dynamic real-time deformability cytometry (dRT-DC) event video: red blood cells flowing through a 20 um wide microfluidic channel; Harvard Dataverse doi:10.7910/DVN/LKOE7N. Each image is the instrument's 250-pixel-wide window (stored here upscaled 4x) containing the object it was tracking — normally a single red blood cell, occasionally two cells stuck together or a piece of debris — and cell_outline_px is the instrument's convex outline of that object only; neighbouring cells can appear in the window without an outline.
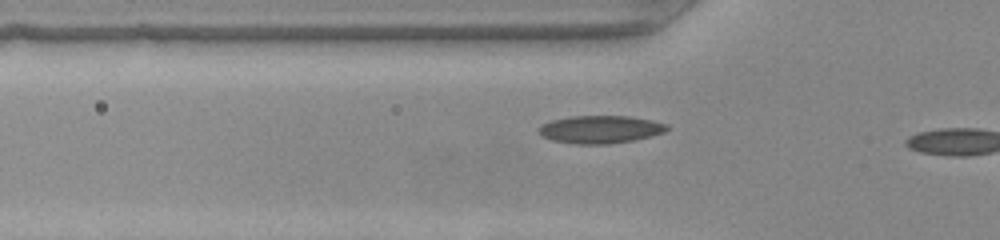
{"species": "common noctule bat (a hibernating species)", "species_latin": "Nyctalus noctula", "temperature_condition": "warm", "stored_images_in_passage": 9, "camera_frame_rate_fps": 3000, "um_per_image_px": 0.085, "animal": {"sex": "female", "body_mass_g": 22.0, "forearm_length_mm": 56.7}, "frame": {"image": 1, "passage_image": 4, "time_ms": 1.0, "image_size_px": [1000, 240], "cell_outline_px": [[668, 128], [664, 132], [652, 136], [632, 140], [608, 144], [576, 144], [552, 140], [540, 136], [540, 128], [544, 124], [552, 120], [572, 116], [628, 116], [652, 120], [668, 124]], "centroid_in_image_um": [51.05, 11.0], "position_along_channel_um": 74.7, "area_um2": 20.58}}
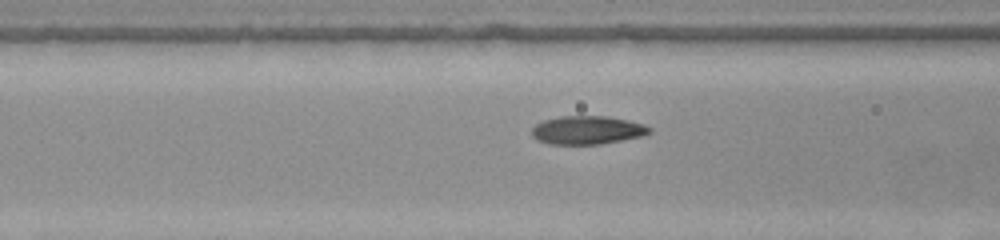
{"frame": {"image": 2, "passage_image": 7, "time_ms": 2.0, "image_size_px": [1000, 240], "cell_outline_px": [[652, 132], [640, 136], [600, 144], [548, 144], [536, 140], [532, 136], [532, 128], [536, 124], [544, 120], [560, 116], [608, 116], [628, 120], [644, 124], [652, 128]], "centroid_in_image_um": [49.9, 11.05], "position_along_channel_um": 116.7, "area_um2": 19.48}}